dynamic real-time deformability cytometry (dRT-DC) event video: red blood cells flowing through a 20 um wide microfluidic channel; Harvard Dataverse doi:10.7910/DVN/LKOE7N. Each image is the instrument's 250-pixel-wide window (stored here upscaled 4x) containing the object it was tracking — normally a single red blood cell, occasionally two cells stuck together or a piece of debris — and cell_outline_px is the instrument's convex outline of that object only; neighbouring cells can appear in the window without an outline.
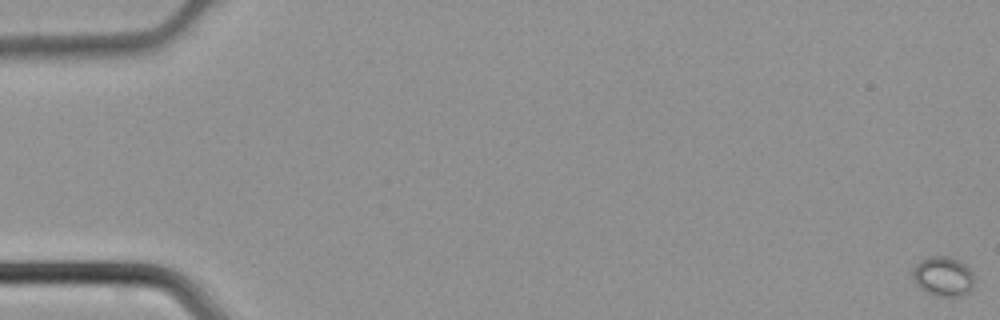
{"species": "common noctule bat (a hibernating species)", "species_latin": "Nyctalus noctula", "temperature_condition": "cold", "stored_images_in_passage": 48, "camera_frame_rate_fps": 3000, "um_per_image_px": 0.085, "animal": {"sex": "male", "body_mass_g": 21.5, "forearm_length_mm": 52.0}, "frame": {"image": 1, "passage_image": 1, "time_ms": 0.0, "image_size_px": [1000, 320], "cell_outline_px": [[976, 280], [972, 288], [968, 292], [960, 296], [936, 296], [920, 288], [916, 284], [912, 276], [912, 268], [920, 260], [928, 256], [944, 256], [956, 260], [964, 264], [972, 272]], "centroid_in_image_um": [80.16, 23.5], "position_along_channel_um": 4.8, "area_um2": 14.28}}